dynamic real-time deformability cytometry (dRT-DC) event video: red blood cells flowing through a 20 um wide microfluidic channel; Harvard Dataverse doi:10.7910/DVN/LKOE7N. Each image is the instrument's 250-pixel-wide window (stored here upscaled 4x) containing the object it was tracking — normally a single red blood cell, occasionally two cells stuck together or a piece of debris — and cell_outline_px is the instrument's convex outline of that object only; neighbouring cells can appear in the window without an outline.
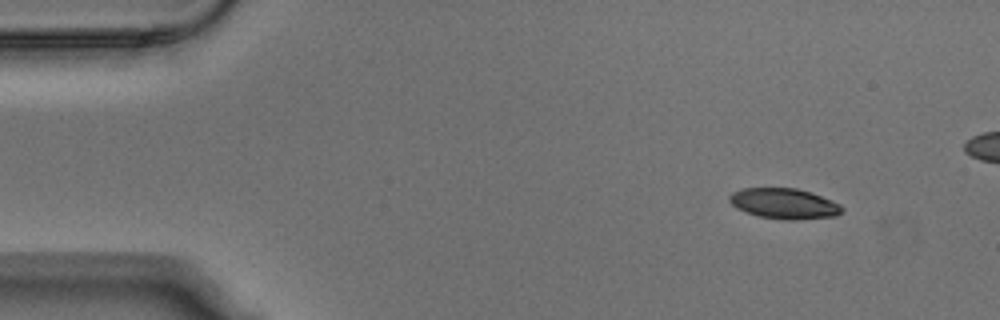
{"species": "Egyptian fruit bat (a non-hibernating species)", "species_latin": "Rousettus aegyptiacus", "temperature_condition": "warm", "stored_images_in_passage": 5, "camera_frame_rate_fps": 3000, "um_per_image_px": 0.085, "animal": {"sex": "male"}, "frame": {"image": 1, "passage_image": 1, "time_ms": 0.0, "image_size_px": [1000, 320], "cell_outline_px": [[844, 212], [836, 216], [796, 220], [784, 220], [760, 216], [736, 208], [728, 200], [728, 196], [732, 192], [744, 188], [796, 188], [832, 200], [840, 204], [844, 208]], "centroid_in_image_um": [66.67, 17.31], "position_along_channel_um": 18.3, "area_um2": 20.0}}
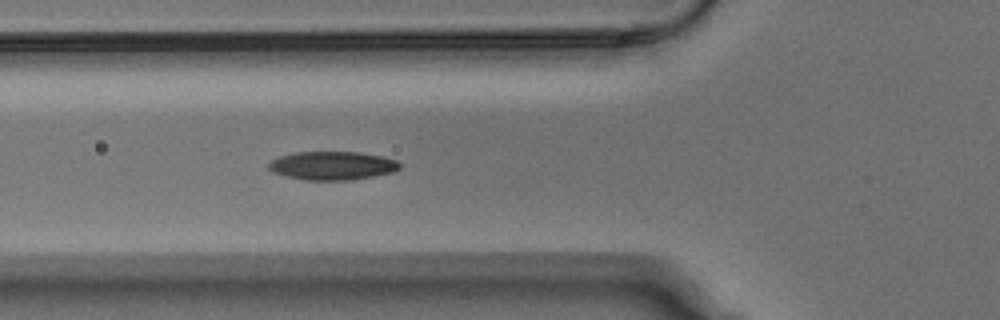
{"frame": {"image": 2, "passage_image": 5, "time_ms": 1.333, "image_size_px": [1000, 320], "cell_outline_px": [[400, 168], [392, 172], [352, 180], [304, 180], [272, 172], [268, 168], [268, 164], [272, 160], [280, 156], [296, 152], [360, 152], [380, 156], [396, 160], [400, 164]], "centroid_in_image_um": [28.23, 14.08], "position_along_channel_um": 97.6, "area_um2": 21.62}}